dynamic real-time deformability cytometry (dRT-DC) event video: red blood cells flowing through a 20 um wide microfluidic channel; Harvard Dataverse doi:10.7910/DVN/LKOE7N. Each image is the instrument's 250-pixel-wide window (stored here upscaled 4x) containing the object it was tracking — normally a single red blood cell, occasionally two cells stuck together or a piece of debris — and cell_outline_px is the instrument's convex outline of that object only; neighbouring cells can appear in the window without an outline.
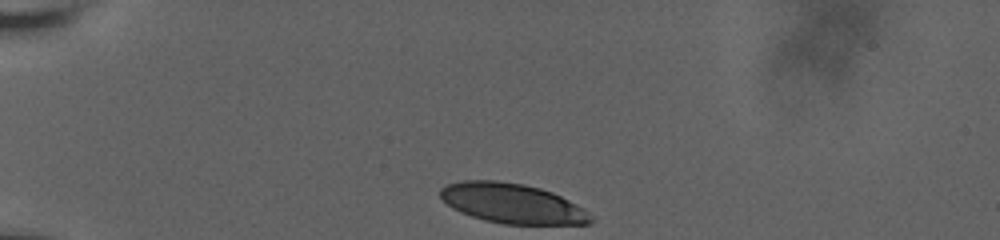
{"species": "human", "species_latin": "Homo sapiens", "temperature_condition": "room temperature", "stored_images_in_passage": 5, "camera_frame_rate_fps": 3000, "um_per_image_px": 0.085, "donor": {"sex": "male"}, "frame": {"image": 1, "passage_image": 1, "time_ms": 0.0, "image_size_px": [1000, 240], "cell_outline_px": [[596, 220], [592, 224], [504, 224], [484, 220], [460, 212], [452, 208], [440, 196], [440, 188], [448, 184], [464, 180], [496, 180], [524, 184], [540, 188], [552, 192], [584, 208]], "centroid_in_image_um": [43.57, 17.29], "position_along_channel_um": 41.4, "area_um2": 35.03}}
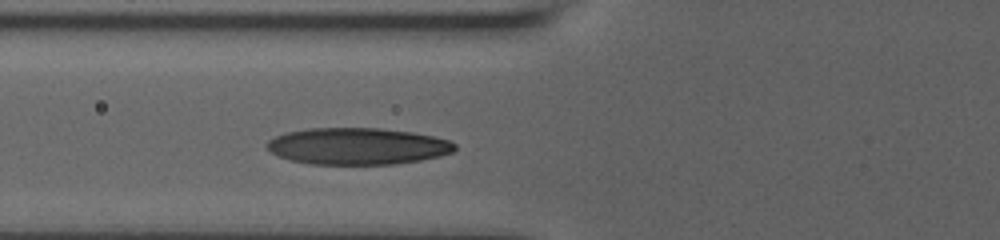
{"frame": {"image": 2, "passage_image": 5, "time_ms": 3.0, "image_size_px": [1000, 240], "cell_outline_px": [[456, 148], [452, 152], [440, 156], [420, 160], [396, 164], [308, 164], [292, 160], [280, 156], [272, 152], [264, 144], [268, 140], [276, 136], [288, 132], [308, 128], [380, 128], [412, 132], [432, 136], [448, 140], [456, 144]], "centroid_in_image_um": [30.39, 12.42], "position_along_channel_um": 95.4, "area_um2": 40.11}}